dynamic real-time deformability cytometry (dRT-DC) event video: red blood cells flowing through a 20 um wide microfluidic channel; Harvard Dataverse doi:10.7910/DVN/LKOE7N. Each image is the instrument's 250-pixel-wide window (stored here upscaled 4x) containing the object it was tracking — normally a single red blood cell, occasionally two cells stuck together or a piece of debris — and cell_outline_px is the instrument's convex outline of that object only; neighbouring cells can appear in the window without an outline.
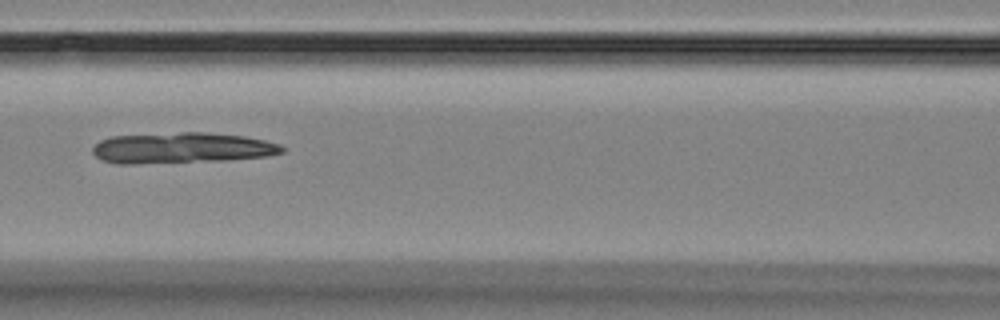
{"species": "Egyptian fruit bat (a non-hibernating species)", "species_latin": "Rousettus aegyptiacus", "temperature_condition": "room temperature", "stored_images_in_passage": 4, "camera_frame_rate_fps": 3000, "um_per_image_px": 0.085, "animal": {"sex": "female"}, "frame": {"image": 1, "passage_image": 4, "time_ms": 3.333, "image_size_px": [1000, 320], "cell_outline_px": [[284, 152], [268, 156], [224, 160], [136, 164], [116, 164], [104, 160], [96, 156], [92, 152], [92, 148], [100, 140], [112, 136], [180, 132], [204, 132], [244, 136], [264, 140], [280, 144], [284, 148]], "centroid_in_image_um": [15.45, 12.57], "position_along_channel_um": 151.2, "area_um2": 34.04}}